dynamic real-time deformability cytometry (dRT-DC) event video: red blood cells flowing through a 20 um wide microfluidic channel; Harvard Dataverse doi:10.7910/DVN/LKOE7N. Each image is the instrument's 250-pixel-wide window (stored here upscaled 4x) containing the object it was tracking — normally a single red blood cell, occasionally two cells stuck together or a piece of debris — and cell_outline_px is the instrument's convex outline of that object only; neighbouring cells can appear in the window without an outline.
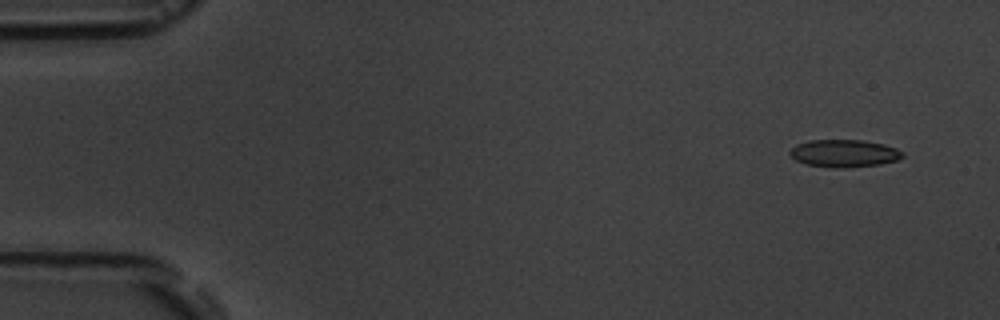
{"species": "common noctule bat (a hibernating species)", "species_latin": "Nyctalus noctula", "temperature_condition": "room temperature", "stored_images_in_passage": 6, "camera_frame_rate_fps": 3000, "um_per_image_px": 0.085, "animal": {"sex": "male", "body_mass_g": 19.5, "forearm_length_mm": 54.6}, "frame": {"image": 1, "passage_image": 1, "time_ms": 0.0, "image_size_px": [1000, 320], "cell_outline_px": [[904, 156], [896, 160], [880, 164], [844, 168], [832, 168], [808, 164], [796, 160], [788, 152], [796, 144], [808, 140], [864, 140], [884, 144], [896, 148], [904, 152]], "centroid_in_image_um": [71.76, 13.03], "position_along_channel_um": 13.2, "area_um2": 18.09}}
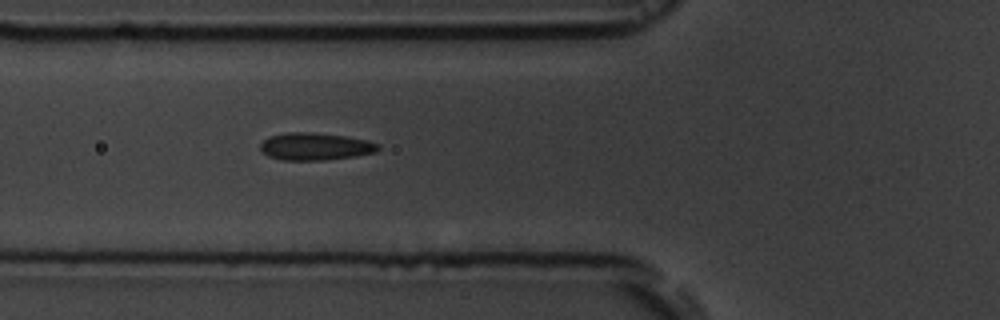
{"frame": {"image": 2, "passage_image": 6, "time_ms": 5.667, "image_size_px": [1000, 320], "cell_outline_px": [[380, 148], [376, 152], [356, 156], [324, 160], [280, 160], [268, 156], [260, 148], [260, 144], [264, 140], [272, 136], [288, 132], [312, 132], [344, 136], [368, 140], [380, 144]], "centroid_in_image_um": [26.83, 12.45], "position_along_channel_um": 99.0, "area_um2": 18.79}}